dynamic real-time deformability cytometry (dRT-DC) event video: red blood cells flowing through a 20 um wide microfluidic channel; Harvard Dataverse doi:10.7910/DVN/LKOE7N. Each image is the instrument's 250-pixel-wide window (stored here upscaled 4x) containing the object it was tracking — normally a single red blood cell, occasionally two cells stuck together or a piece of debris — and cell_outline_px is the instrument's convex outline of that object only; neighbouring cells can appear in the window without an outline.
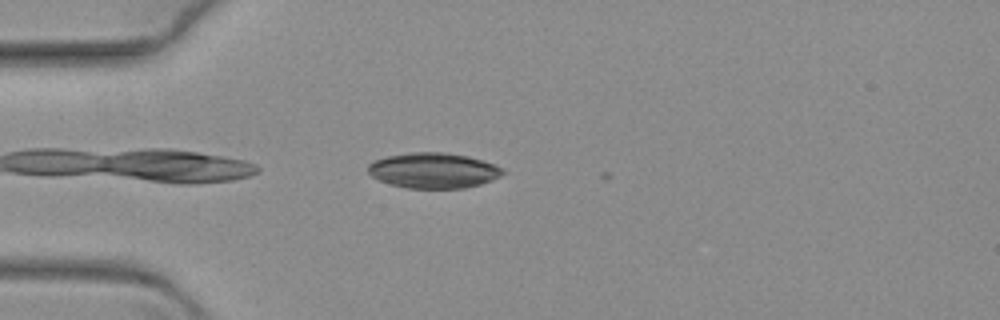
{"species": "common noctule bat (a hibernating species)", "species_latin": "Nyctalus noctula", "temperature_condition": "warm", "stored_images_in_passage": 6, "camera_frame_rate_fps": 3000, "um_per_image_px": 0.085, "animal": {"sex": "female", "body_mass_g": 19.3, "forearm_length_mm": 54.1}, "frame": {"image": 1, "passage_image": 3, "time_ms": 0.667, "image_size_px": [1000, 320], "cell_outline_px": [[508, 172], [492, 180], [480, 184], [464, 188], [408, 188], [392, 184], [380, 180], [372, 176], [368, 172], [368, 164], [376, 160], [388, 156], [412, 152], [444, 152], [468, 156], [484, 160], [496, 164], [504, 168]], "centroid_in_image_um": [36.91, 14.48], "position_along_channel_um": 48.1, "area_um2": 27.86}}